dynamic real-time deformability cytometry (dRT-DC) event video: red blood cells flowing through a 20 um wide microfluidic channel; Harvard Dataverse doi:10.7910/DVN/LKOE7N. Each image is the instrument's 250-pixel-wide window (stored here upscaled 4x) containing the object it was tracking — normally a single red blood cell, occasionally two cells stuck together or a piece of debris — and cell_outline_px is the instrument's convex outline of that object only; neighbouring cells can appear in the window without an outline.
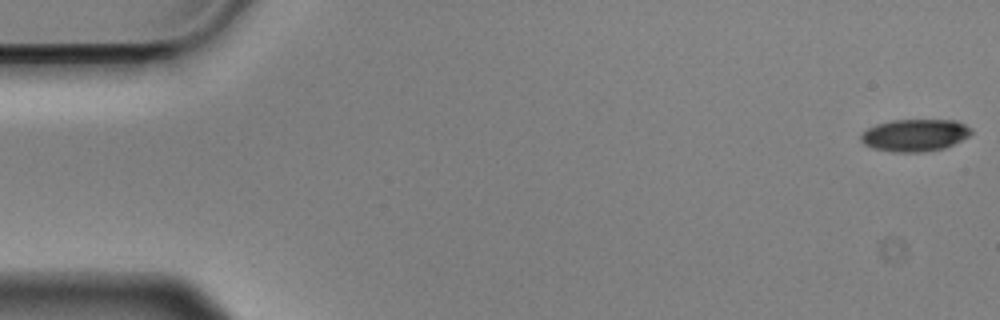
{"species": "Egyptian fruit bat (a non-hibernating species)", "species_latin": "Rousettus aegyptiacus", "temperature_condition": "cold", "stored_images_in_passage": 56, "camera_frame_rate_fps": 3000, "um_per_image_px": 0.085, "animal": {"sex": "male"}, "frame": {"image": 1, "passage_image": 1, "time_ms": 0.0, "image_size_px": [1000, 320], "cell_outline_px": [[972, 132], [968, 136], [944, 148], [920, 152], [892, 152], [872, 148], [864, 144], [860, 140], [860, 136], [868, 128], [876, 124], [892, 120], [956, 120], [972, 128]], "centroid_in_image_um": [77.74, 11.49], "position_along_channel_um": 7.3, "area_um2": 20.63}}
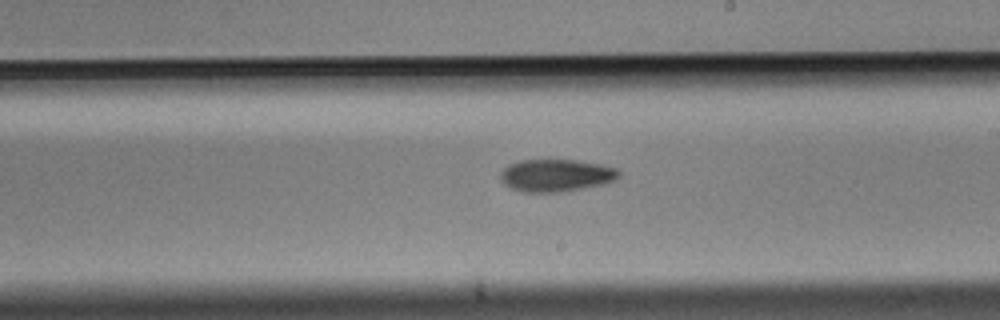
{"frame": {"image": 2, "passage_image": 32, "time_ms": 10.333, "image_size_px": [1000, 320], "cell_outline_px": [[620, 176], [616, 180], [604, 184], [584, 188], [560, 192], [524, 192], [512, 188], [504, 184], [500, 180], [500, 172], [508, 164], [520, 160], [576, 160], [600, 164], [616, 168], [620, 172]], "centroid_in_image_um": [47.27, 14.91], "position_along_channel_um": 241.7, "area_um2": 22.48}}
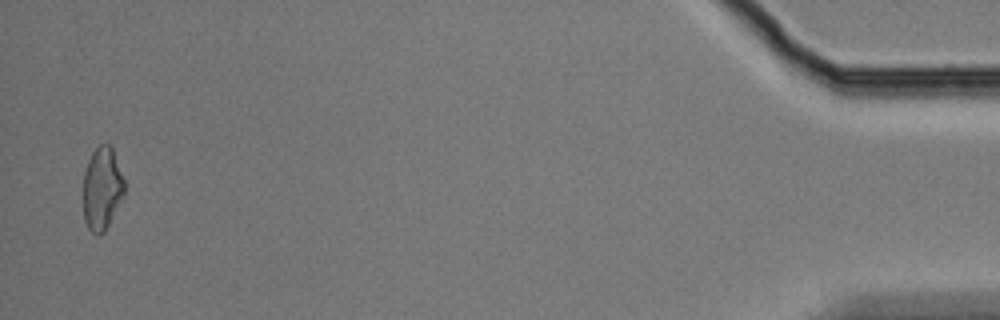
{"frame": {"image": 3, "passage_image": 55, "time_ms": 18.0, "image_size_px": [1000, 320], "cell_outline_px": [[124, 192], [104, 232], [92, 232], [88, 228], [84, 220], [80, 200], [84, 172], [88, 160], [92, 152], [100, 144], [108, 144], [112, 148], [124, 180]], "centroid_in_image_um": [8.6, 16.01], "position_along_channel_um": 426.6, "area_um2": 19.94}, "authors_computed_cell_mechanics": {"area_um2": 21.4438, "velocity_mm_per_s": 3.5815, "shape_relaxation_time_tau1_ms": 5.5632, "shape_relaxation_time_tau2_ms": null, "deformation_change_tau1": 0.1242, "deformation_change_tau2": null}}